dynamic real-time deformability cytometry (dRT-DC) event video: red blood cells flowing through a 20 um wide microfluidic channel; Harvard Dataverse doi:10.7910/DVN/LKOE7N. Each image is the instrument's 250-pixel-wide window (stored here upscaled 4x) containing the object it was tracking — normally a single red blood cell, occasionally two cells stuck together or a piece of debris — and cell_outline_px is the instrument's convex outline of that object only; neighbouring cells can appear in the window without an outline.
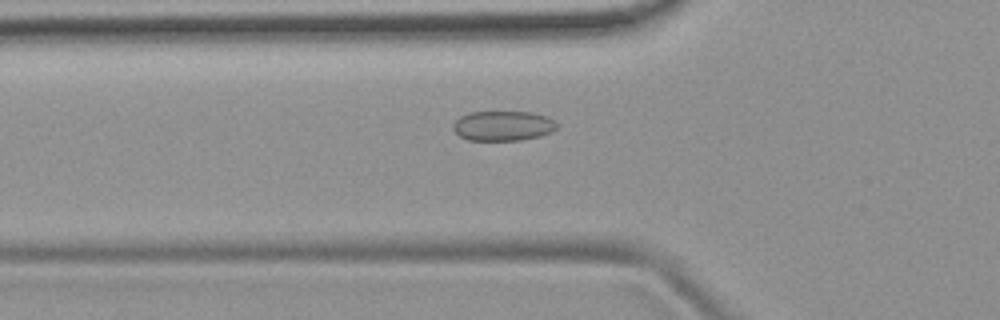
{"species": "common noctule bat (a hibernating species)", "species_latin": "Nyctalus noctula", "temperature_condition": "room temperature", "stored_images_in_passage": 52, "camera_frame_rate_fps": 3000, "um_per_image_px": 0.085, "animal": {"sex": "female", "body_mass_g": 19.9}, "frame": {"image": 1, "passage_image": 18, "time_ms": 5.667, "image_size_px": [1000, 320], "cell_outline_px": [[560, 124], [552, 132], [540, 136], [520, 140], [468, 140], [460, 136], [452, 128], [452, 124], [460, 116], [468, 112], [532, 112], [548, 116]], "centroid_in_image_um": [42.78, 10.69], "position_along_channel_um": 83.0, "area_um2": 18.26}}
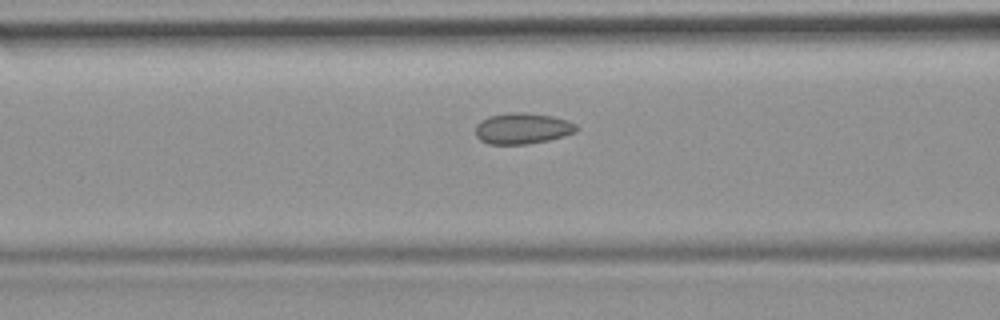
{"frame": {"image": 2, "passage_image": 21, "time_ms": 6.667, "image_size_px": [1000, 320], "cell_outline_px": [[580, 128], [576, 132], [564, 136], [548, 140], [528, 144], [488, 144], [480, 140], [476, 136], [476, 124], [480, 120], [488, 116], [512, 112], [524, 112], [552, 116], [568, 120], [576, 124]], "centroid_in_image_um": [44.42, 10.91], "position_along_channel_um": 122.2, "area_um2": 18.44}}
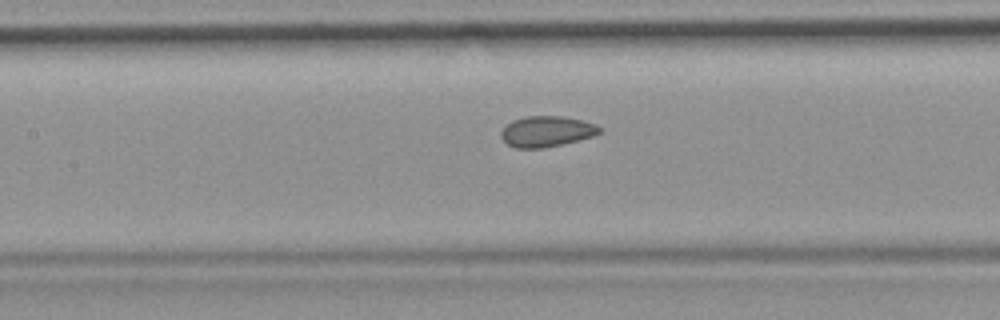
{"frame": {"image": 3, "passage_image": 24, "time_ms": 7.667, "image_size_px": [1000, 320], "cell_outline_px": [[604, 128], [600, 132], [592, 136], [544, 148], [516, 148], [508, 144], [500, 136], [500, 132], [512, 120], [528, 116], [564, 116], [596, 124]], "centroid_in_image_um": [46.46, 11.16], "position_along_channel_um": 160.9, "area_um2": 17.46}, "authors_computed_cell_mechanics": {"area_um2": 18.3515, "velocity_mm_per_s": 3.8773, "shape_relaxation_time_tau1_ms": null, "shape_relaxation_time_tau2_ms": 1.1829, "deformation_change_tau1": null, "deformation_change_tau2": 0.0533}}